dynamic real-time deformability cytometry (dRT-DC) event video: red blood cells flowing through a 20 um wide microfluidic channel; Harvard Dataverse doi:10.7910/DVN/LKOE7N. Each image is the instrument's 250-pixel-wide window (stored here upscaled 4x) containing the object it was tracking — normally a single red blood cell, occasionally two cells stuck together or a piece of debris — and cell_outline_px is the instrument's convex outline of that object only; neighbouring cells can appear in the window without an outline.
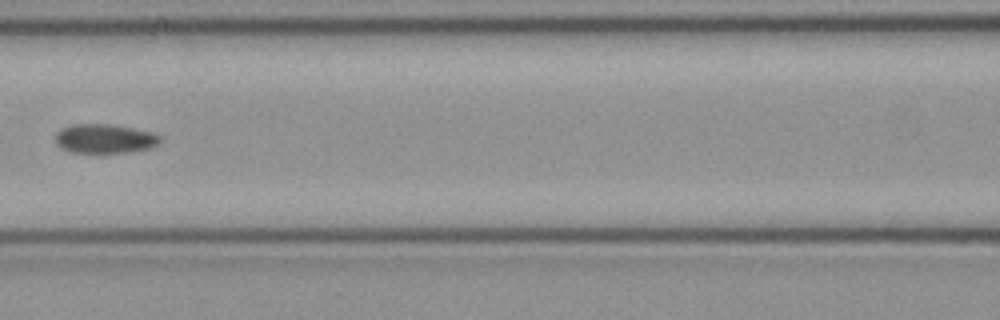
{"species": "common noctule bat (a hibernating species)", "species_latin": "Nyctalus noctula", "temperature_condition": "cold", "stored_images_in_passage": 7, "camera_frame_rate_fps": 3000, "um_per_image_px": 0.085, "animal": {"sex": "female", "body_mass_g": 21.9}, "frame": {"image": 1, "passage_image": 7, "time_ms": 2.0, "image_size_px": [1000, 320], "cell_outline_px": [[160, 140], [156, 144], [148, 148], [128, 152], [96, 156], [72, 152], [60, 148], [56, 144], [56, 132], [60, 128], [72, 124], [108, 124], [132, 128], [152, 132], [160, 136]], "centroid_in_image_um": [8.82, 11.83], "position_along_channel_um": 157.8, "area_um2": 18.44}}